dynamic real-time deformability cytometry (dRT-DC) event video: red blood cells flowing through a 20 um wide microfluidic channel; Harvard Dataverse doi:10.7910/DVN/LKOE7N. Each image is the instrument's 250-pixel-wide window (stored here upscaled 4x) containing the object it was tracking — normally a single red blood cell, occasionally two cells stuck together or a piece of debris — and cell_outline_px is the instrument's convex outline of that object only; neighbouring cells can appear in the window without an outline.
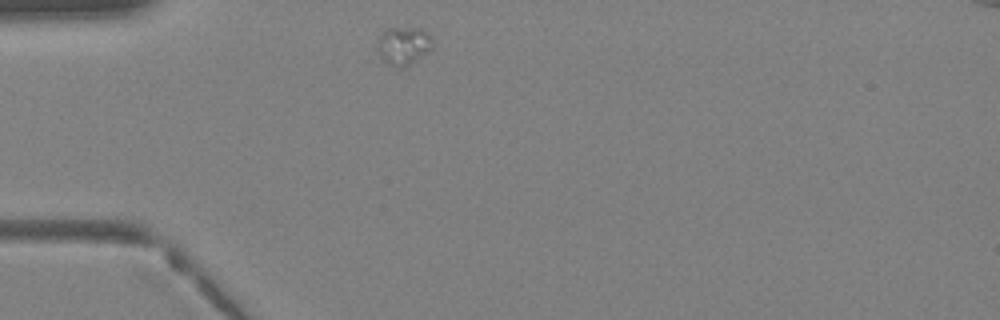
{"species": "Egyptian fruit bat (a non-hibernating species)", "species_latin": "Rousettus aegyptiacus", "temperature_condition": "warm", "stored_images_in_passage": 13, "camera_frame_rate_fps": 3000, "um_per_image_px": 0.085, "animal": {"sex": "female"}, "frame": {"image": 1, "passage_image": 1, "time_ms": 0.0, "image_size_px": [1000, 320], "cell_outline_px": [[432, 48], [428, 52], [404, 68], [400, 68], [388, 64], [380, 56], [376, 48], [376, 44], [380, 36], [388, 28], [420, 28], [432, 32]], "centroid_in_image_um": [34.33, 3.87], "position_along_channel_um": 50.7, "area_um2": 12.43}}